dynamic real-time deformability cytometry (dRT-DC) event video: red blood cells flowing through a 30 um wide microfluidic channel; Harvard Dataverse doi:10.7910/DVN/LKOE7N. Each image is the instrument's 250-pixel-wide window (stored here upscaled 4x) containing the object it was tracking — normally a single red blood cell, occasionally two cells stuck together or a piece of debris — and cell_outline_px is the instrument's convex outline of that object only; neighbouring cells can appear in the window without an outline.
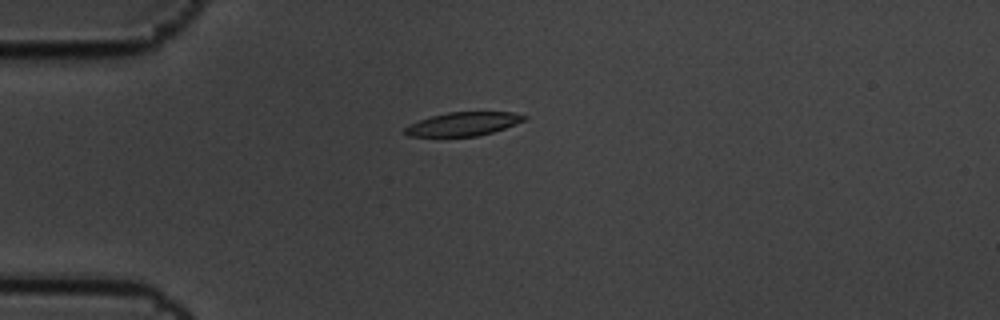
{"species": "common noctule bat (a hibernating species)", "species_latin": "Nyctalus noctula", "temperature_condition": "cold", "stored_images_in_passage": 8, "camera_frame_rate_fps": 3000, "um_per_image_px": 0.085, "animal": {"sex": "male", "body_mass_g": 19.5, "forearm_length_mm": 54.6}, "frame": {"image": 1, "passage_image": 1, "time_ms": 0.0, "image_size_px": [1000, 320], "cell_outline_px": [[528, 116], [524, 120], [504, 128], [492, 132], [476, 136], [408, 136], [404, 132], [404, 128], [408, 124], [432, 116], [448, 112], [512, 112]], "centroid_in_image_um": [39.35, 10.53], "position_along_channel_um": 45.7, "area_um2": 16.18}}
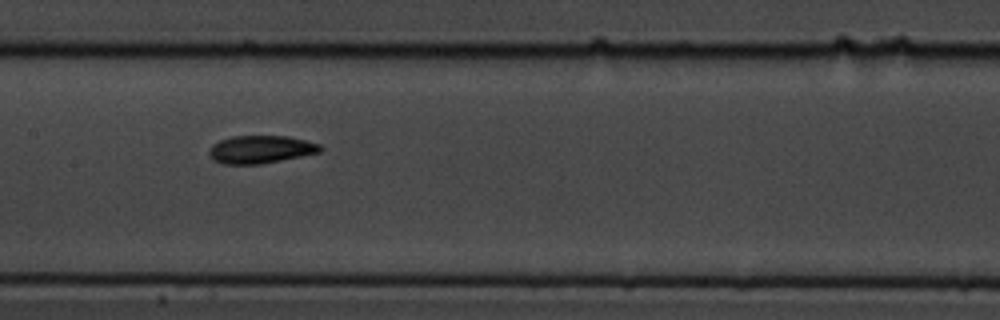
{"frame": {"image": 2, "passage_image": 5, "time_ms": 1.333, "image_size_px": [1000, 320], "cell_outline_px": [[324, 148], [320, 152], [260, 164], [224, 164], [212, 160], [208, 156], [208, 152], [212, 144], [220, 140], [232, 136], [288, 136], [320, 144]], "centroid_in_image_um": [22.12, 12.7], "position_along_channel_um": 185.3, "area_um2": 18.03}}
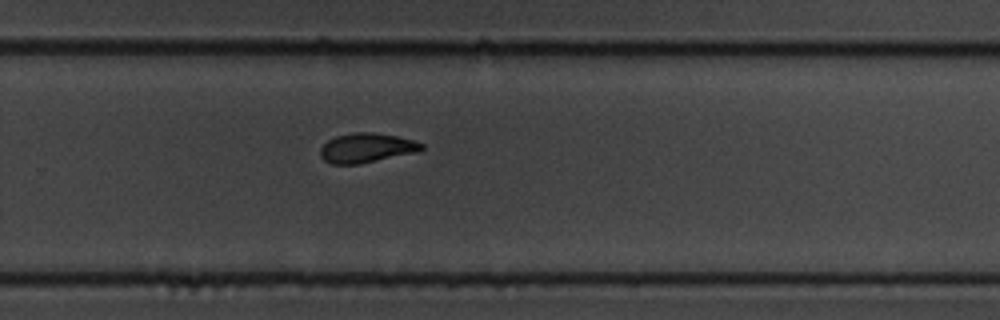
{"frame": {"image": 3, "passage_image": 8, "time_ms": 2.333, "image_size_px": [1000, 320], "cell_outline_px": [[424, 148], [420, 152], [360, 164], [332, 164], [324, 160], [320, 156], [320, 148], [328, 140], [336, 136], [352, 132], [372, 132], [396, 136], [412, 140], [424, 144]], "centroid_in_image_um": [31.17, 12.58], "position_along_channel_um": 298.6, "area_um2": 17.57}}